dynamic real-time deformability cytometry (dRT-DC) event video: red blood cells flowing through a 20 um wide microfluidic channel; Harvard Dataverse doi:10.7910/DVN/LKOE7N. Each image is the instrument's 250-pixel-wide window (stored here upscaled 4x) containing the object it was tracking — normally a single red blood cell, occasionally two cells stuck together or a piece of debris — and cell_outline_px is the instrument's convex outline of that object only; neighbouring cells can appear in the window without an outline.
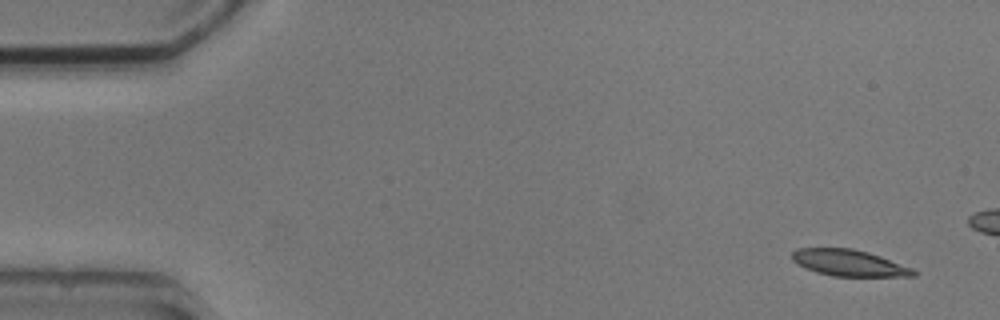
{"species": "common noctule bat (a hibernating species)", "species_latin": "Nyctalus noctula", "temperature_condition": "cold", "stored_images_in_passage": 5, "camera_frame_rate_fps": 3000, "um_per_image_px": 0.085, "animal": {"sex": "male", "body_mass_g": 20.5, "forearm_length_mm": 52.5}, "frame": {"image": 1, "passage_image": 1, "time_ms": 0.0, "image_size_px": [1000, 320], "cell_outline_px": [[920, 272], [916, 276], [832, 276], [808, 268], [792, 260], [792, 252], [796, 248], [852, 248], [868, 252], [880, 256], [912, 268]], "centroid_in_image_um": [72.22, 22.34], "position_along_channel_um": 12.8, "area_um2": 18.44}}